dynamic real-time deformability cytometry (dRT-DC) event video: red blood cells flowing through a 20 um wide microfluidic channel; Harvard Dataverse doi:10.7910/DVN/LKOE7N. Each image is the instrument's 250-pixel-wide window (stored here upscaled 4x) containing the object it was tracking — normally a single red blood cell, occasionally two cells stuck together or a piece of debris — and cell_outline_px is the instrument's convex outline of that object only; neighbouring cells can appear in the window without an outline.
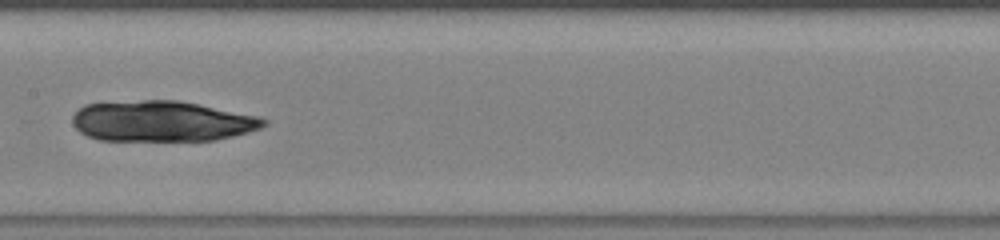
{"species": "human", "species_latin": "Homo sapiens", "temperature_condition": "warm", "stored_images_in_passage": 47, "camera_frame_rate_fps": 3000, "um_per_image_px": 0.085, "donor": {"sex": "male"}, "frame": {"image": 1, "passage_image": 25, "time_ms": 8.0, "image_size_px": [1000, 240], "cell_outline_px": [[268, 124], [260, 128], [248, 132], [216, 140], [100, 140], [88, 136], [80, 132], [72, 124], [72, 116], [84, 104], [144, 100], [176, 100], [260, 116], [268, 120]], "centroid_in_image_um": [13.77, 10.3], "position_along_channel_um": 193.6, "area_um2": 45.2}}
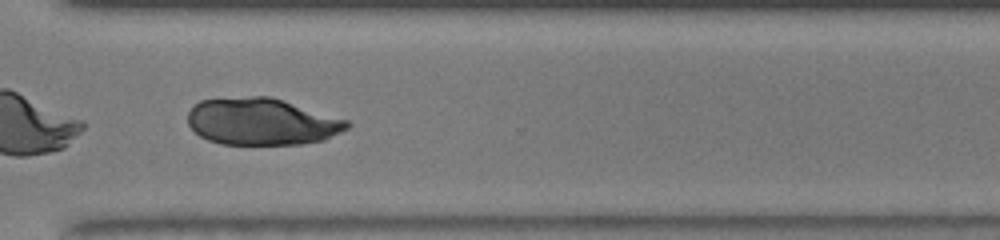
{"frame": {"image": 2, "passage_image": 36, "time_ms": 11.667, "image_size_px": [1000, 240], "cell_outline_px": [[352, 124], [348, 128], [324, 140], [304, 144], [220, 144], [208, 140], [200, 136], [188, 124], [188, 112], [192, 104], [200, 100], [252, 96], [272, 96], [348, 120]], "centroid_in_image_um": [22.25, 10.33], "position_along_channel_um": 348.4, "area_um2": 43.81}, "authors_computed_cell_mechanics": {"area_um2": 47.5694, "velocity_mm_per_s": 4.2249, "shape_relaxation_time_tau1_ms": null, "shape_relaxation_time_tau2_ms": 1.8198, "deformation_change_tau1": null, "deformation_change_tau2": 0.0524}}